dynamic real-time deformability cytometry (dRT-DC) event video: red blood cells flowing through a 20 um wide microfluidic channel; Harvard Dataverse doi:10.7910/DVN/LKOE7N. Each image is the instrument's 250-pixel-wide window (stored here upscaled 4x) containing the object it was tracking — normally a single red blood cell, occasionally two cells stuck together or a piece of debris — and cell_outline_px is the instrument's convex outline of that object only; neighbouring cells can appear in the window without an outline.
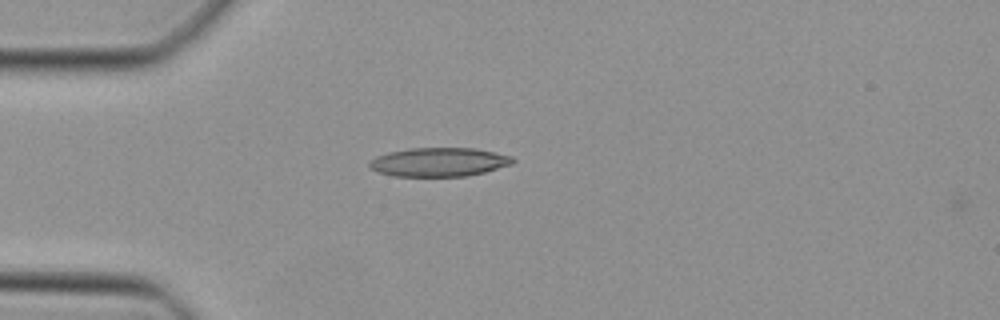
{"species": "Egyptian fruit bat (a non-hibernating species)", "species_latin": "Rousettus aegyptiacus", "temperature_condition": "cold", "stored_images_in_passage": 14, "camera_frame_rate_fps": 3000, "um_per_image_px": 0.085, "animal": {"sex": "female"}, "frame": {"image": 1, "passage_image": 1, "time_ms": 0.0, "image_size_px": [1000, 320], "cell_outline_px": [[516, 160], [512, 164], [484, 172], [468, 176], [392, 176], [376, 172], [368, 164], [376, 156], [388, 152], [412, 148], [476, 148], [496, 152], [512, 156]], "centroid_in_image_um": [37.33, 13.77], "position_along_channel_um": 47.7, "area_um2": 24.16}}
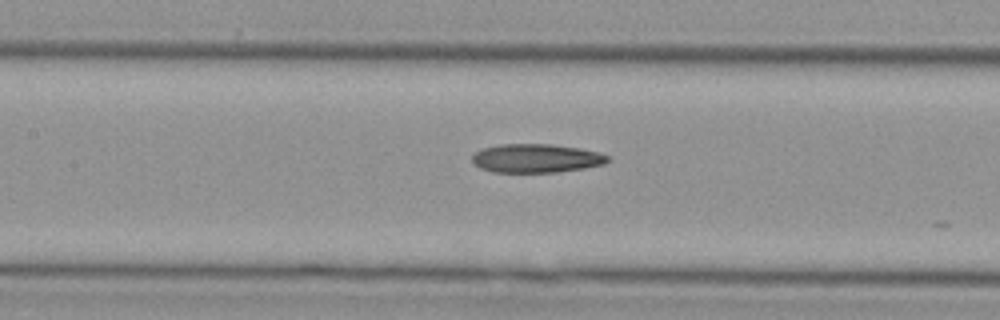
{"frame": {"image": 2, "passage_image": 10, "time_ms": 3.0, "image_size_px": [1000, 320], "cell_outline_px": [[612, 160], [604, 164], [584, 168], [556, 172], [492, 172], [480, 168], [472, 160], [472, 156], [476, 152], [484, 148], [500, 144], [552, 144], [580, 148], [600, 152], [608, 156]], "centroid_in_image_um": [45.62, 13.45], "position_along_channel_um": 161.8, "area_um2": 22.72}}
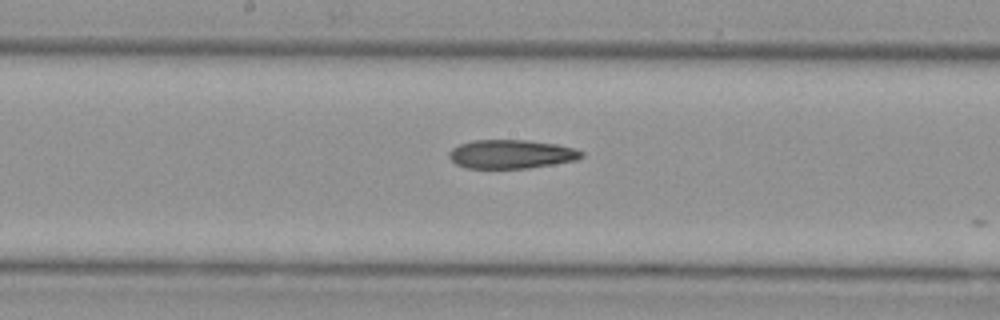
{"frame": {"image": 3, "passage_image": 13, "time_ms": 4.0, "image_size_px": [1000, 320], "cell_outline_px": [[584, 156], [576, 160], [528, 168], [464, 168], [456, 164], [448, 156], [448, 152], [452, 148], [460, 144], [472, 140], [528, 140], [556, 144], [576, 148], [584, 152]], "centroid_in_image_um": [43.45, 13.1], "position_along_channel_um": 204.7, "area_um2": 22.31}}